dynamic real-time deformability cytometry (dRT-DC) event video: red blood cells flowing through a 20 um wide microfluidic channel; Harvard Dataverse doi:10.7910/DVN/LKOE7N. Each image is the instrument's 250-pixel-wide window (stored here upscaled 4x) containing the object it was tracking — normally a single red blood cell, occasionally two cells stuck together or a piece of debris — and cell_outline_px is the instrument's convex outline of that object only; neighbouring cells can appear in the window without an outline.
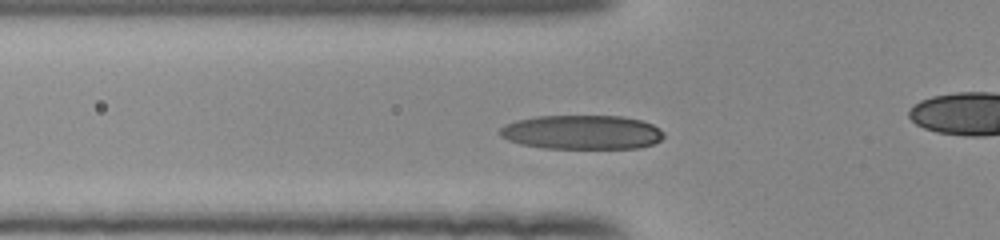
{"species": "human", "species_latin": "Homo sapiens", "temperature_condition": "room temperature", "stored_images_in_passage": 37, "camera_frame_rate_fps": 3000, "um_per_image_px": 0.085, "donor": {"sex": "female"}, "frame": {"image": 1, "passage_image": 12, "time_ms": 3.667, "image_size_px": [1000, 240], "cell_outline_px": [[664, 136], [660, 140], [652, 144], [640, 148], [544, 148], [520, 144], [508, 140], [500, 136], [500, 128], [516, 120], [536, 116], [620, 116], [640, 120], [652, 124], [660, 128], [664, 132]], "centroid_in_image_um": [49.48, 11.24], "position_along_channel_um": 76.3, "area_um2": 32.66}}
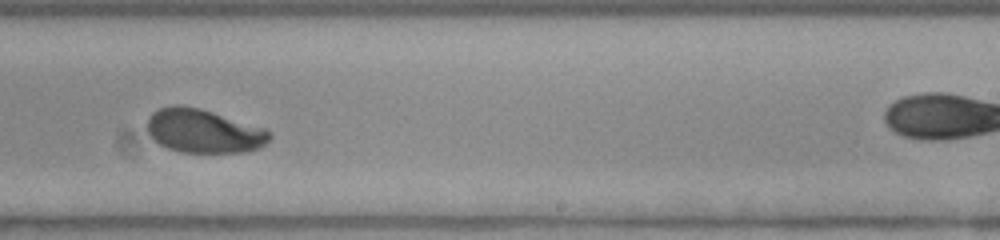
{"frame": {"image": 2, "passage_image": 27, "time_ms": 8.667, "image_size_px": [1000, 240], "cell_outline_px": [[272, 136], [260, 148], [244, 152], [180, 152], [168, 148], [152, 140], [148, 132], [148, 120], [152, 112], [160, 108], [176, 104], [180, 104], [200, 108], [264, 128], [272, 132]], "centroid_in_image_um": [17.3, 11.13], "position_along_channel_um": 271.7, "area_um2": 31.15}}
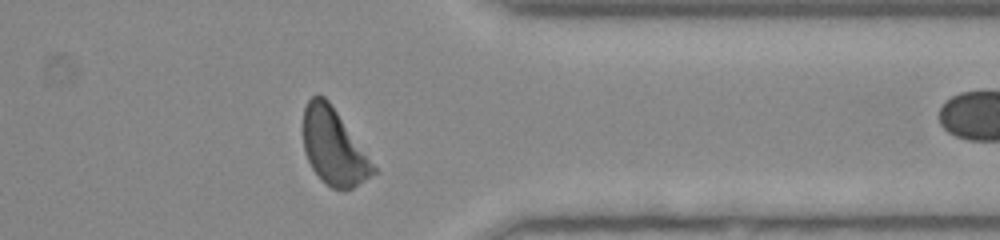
{"frame": {"image": 3, "passage_image": 36, "time_ms": 11.667, "image_size_px": [1000, 240], "cell_outline_px": [[376, 172], [352, 188], [332, 188], [320, 180], [312, 168], [304, 152], [304, 108], [308, 100], [312, 96], [324, 96], [328, 100], [376, 168]], "centroid_in_image_um": [28.33, 12.49], "position_along_channel_um": 383.1, "area_um2": 30.17}}